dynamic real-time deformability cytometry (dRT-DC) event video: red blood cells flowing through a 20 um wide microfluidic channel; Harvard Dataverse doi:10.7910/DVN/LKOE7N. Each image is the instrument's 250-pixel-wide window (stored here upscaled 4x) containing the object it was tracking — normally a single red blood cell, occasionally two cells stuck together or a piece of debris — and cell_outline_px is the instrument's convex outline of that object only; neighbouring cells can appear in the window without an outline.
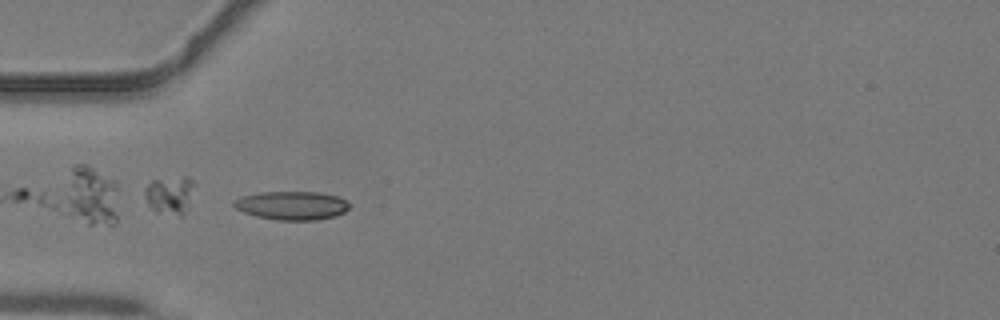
{"species": "common noctule bat (a hibernating species)", "species_latin": "Nyctalus noctula", "temperature_condition": "warm", "stored_images_in_passage": 3, "camera_frame_rate_fps": 3000, "um_per_image_px": 0.085, "animal": {"sex": "male", "body_mass_g": 19.2, "forearm_length_mm": 51.8}, "frame": {"image": 1, "passage_image": 1, "time_ms": 0.0, "image_size_px": [1000, 320], "cell_outline_px": [[352, 204], [344, 212], [336, 216], [316, 220], [276, 220], [256, 216], [244, 212], [236, 208], [232, 204], [232, 200], [240, 196], [260, 192], [320, 192], [340, 196]], "centroid_in_image_um": [24.82, 17.46], "position_along_channel_um": 60.2, "area_um2": 19.54}}